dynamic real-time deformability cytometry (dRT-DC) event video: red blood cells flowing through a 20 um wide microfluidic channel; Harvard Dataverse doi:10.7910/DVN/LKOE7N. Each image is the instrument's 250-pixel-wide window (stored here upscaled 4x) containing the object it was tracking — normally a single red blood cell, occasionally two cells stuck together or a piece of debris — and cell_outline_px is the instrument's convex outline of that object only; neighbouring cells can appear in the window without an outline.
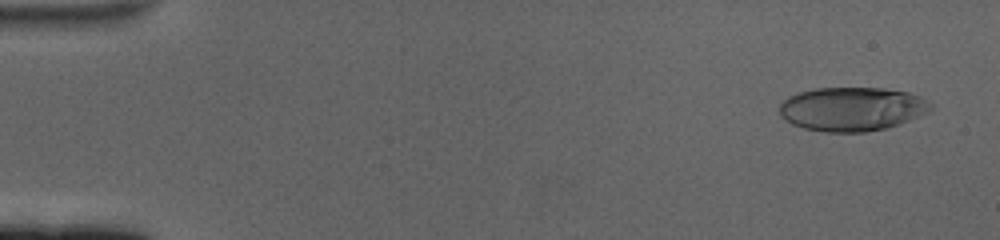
{"species": "human", "species_latin": "Homo sapiens", "temperature_condition": "cold", "stored_images_in_passage": 60, "camera_frame_rate_fps": 3000, "um_per_image_px": 0.085, "donor": {"sex": "female"}, "frame": {"image": 1, "passage_image": 3, "time_ms": 0.667, "image_size_px": [1000, 240], "cell_outline_px": [[936, 108], [932, 112], [888, 128], [864, 132], [824, 132], [804, 128], [792, 124], [780, 116], [780, 104], [788, 96], [800, 92], [816, 88], [884, 88], [908, 92], [920, 96], [928, 100]], "centroid_in_image_um": [72.48, 9.27], "position_along_channel_um": 12.5, "area_um2": 39.13}}
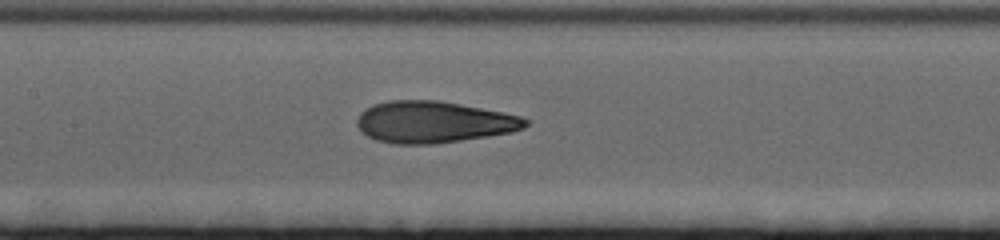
{"frame": {"image": 2, "passage_image": 29, "time_ms": 9.333, "image_size_px": [1000, 240], "cell_outline_px": [[528, 124], [524, 128], [512, 132], [460, 140], [432, 144], [392, 144], [376, 140], [360, 132], [356, 124], [356, 120], [360, 112], [372, 104], [388, 100], [436, 100], [460, 104], [520, 116], [528, 120]], "centroid_in_image_um": [36.78, 10.37], "position_along_channel_um": 170.6, "area_um2": 40.81}}
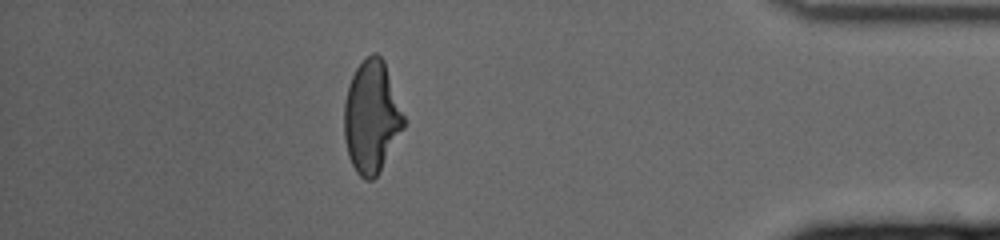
{"frame": {"image": 3, "passage_image": 53, "time_ms": 17.333, "image_size_px": [1000, 240], "cell_outline_px": [[404, 128], [380, 172], [372, 180], [364, 180], [356, 172], [348, 156], [344, 136], [344, 104], [348, 84], [356, 68], [372, 52], [376, 52], [384, 60], [404, 116]], "centroid_in_image_um": [31.57, 9.96], "position_along_channel_um": 403.6, "area_um2": 38.96}, "authors_computed_cell_mechanics": {"area_um2": 39.7664, "velocity_mm_per_s": 3.3987, "shape_relaxation_time_tau1_ms": 6.7962, "shape_relaxation_time_tau2_ms": 1.5678, "deformation_change_tau1": 0.2302, "deformation_change_tau2": 0.0968}}